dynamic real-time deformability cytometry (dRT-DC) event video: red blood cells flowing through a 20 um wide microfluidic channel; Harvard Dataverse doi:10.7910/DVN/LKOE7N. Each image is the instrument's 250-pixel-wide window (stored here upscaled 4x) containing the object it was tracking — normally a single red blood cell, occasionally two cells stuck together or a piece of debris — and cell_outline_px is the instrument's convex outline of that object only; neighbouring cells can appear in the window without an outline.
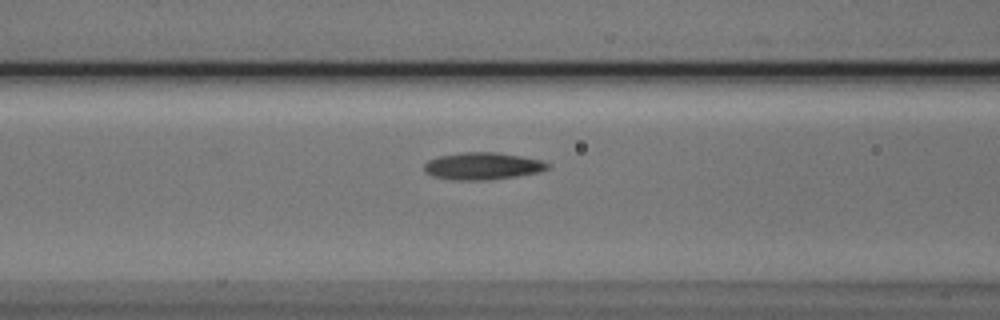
{"species": "Egyptian fruit bat (a non-hibernating species)", "species_latin": "Rousettus aegyptiacus", "temperature_condition": "cold", "stored_images_in_passage": 14, "camera_frame_rate_fps": 3000, "um_per_image_px": 0.085, "animal": {"sex": "male"}, "frame": {"image": 1, "passage_image": 12, "time_ms": 3.667, "image_size_px": [1000, 320], "cell_outline_px": [[548, 168], [540, 172], [516, 176], [488, 180], [452, 180], [432, 176], [424, 172], [424, 164], [428, 160], [440, 156], [464, 152], [496, 152], [520, 156], [540, 160], [548, 164]], "centroid_in_image_um": [40.97, 14.12], "position_along_channel_um": 125.6, "area_um2": 19.48}}